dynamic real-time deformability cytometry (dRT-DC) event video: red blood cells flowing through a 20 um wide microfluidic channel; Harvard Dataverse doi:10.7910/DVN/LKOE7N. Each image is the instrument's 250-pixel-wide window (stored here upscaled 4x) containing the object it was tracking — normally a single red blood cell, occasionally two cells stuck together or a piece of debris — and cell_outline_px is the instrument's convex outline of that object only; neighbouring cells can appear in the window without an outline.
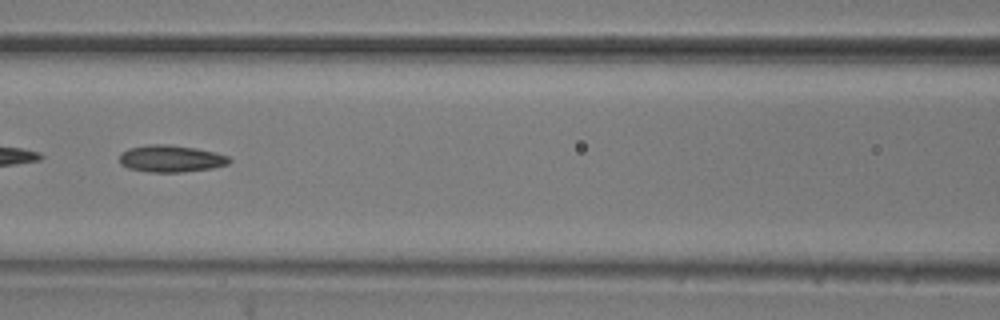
{"species": "common noctule bat (a hibernating species)", "species_latin": "Nyctalus noctula", "temperature_condition": "room temperature", "stored_images_in_passage": 32, "camera_frame_rate_fps": 3000, "um_per_image_px": 0.085, "animal": {"sex": "male", "body_mass_g": 20.5, "forearm_length_mm": 52.5}, "frame": {"image": 1, "passage_image": 23, "time_ms": 7.333, "image_size_px": [1000, 320], "cell_outline_px": [[232, 160], [228, 164], [212, 168], [180, 172], [148, 172], [128, 168], [120, 164], [120, 152], [128, 148], [148, 144], [168, 144], [196, 148], [216, 152], [228, 156]], "centroid_in_image_um": [14.51, 13.47], "position_along_channel_um": 152.1, "area_um2": 17.4}}